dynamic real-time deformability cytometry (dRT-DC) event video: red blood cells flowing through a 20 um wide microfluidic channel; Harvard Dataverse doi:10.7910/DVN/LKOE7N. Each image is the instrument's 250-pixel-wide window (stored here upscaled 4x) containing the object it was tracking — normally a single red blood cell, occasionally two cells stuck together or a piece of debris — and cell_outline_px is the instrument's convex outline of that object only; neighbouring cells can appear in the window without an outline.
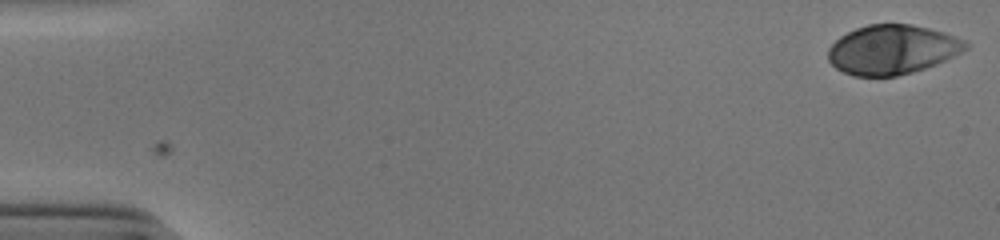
{"species": "human", "species_latin": "Homo sapiens", "temperature_condition": "cold", "stored_images_in_passage": 45, "camera_frame_rate_fps": 3000, "um_per_image_px": 0.085, "donor": {"sex": "male"}, "frame": {"image": 1, "passage_image": 1, "time_ms": 0.0, "image_size_px": [1000, 240], "cell_outline_px": [[968, 48], [936, 64], [912, 72], [896, 76], [852, 76], [836, 68], [828, 60], [828, 48], [840, 36], [856, 28], [868, 24], [912, 24], [944, 32], [964, 40], [968, 44]], "centroid_in_image_um": [75.81, 4.21], "position_along_channel_um": 9.2, "area_um2": 39.36}}
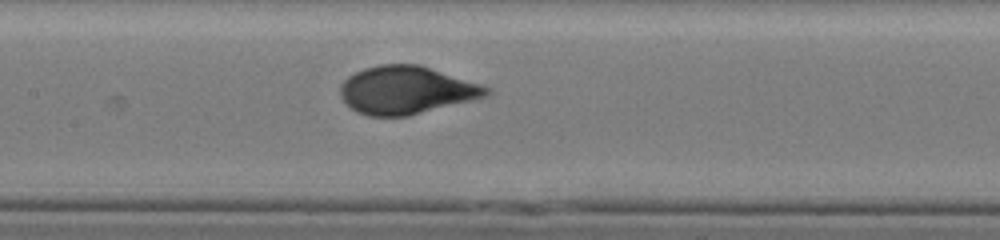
{"frame": {"image": 2, "passage_image": 26, "time_ms": 8.333, "image_size_px": [1000, 240], "cell_outline_px": [[492, 92], [488, 96], [408, 116], [368, 116], [356, 112], [340, 96], [340, 84], [348, 76], [364, 68], [380, 64], [420, 64], [492, 88]], "centroid_in_image_um": [34.54, 7.66], "position_along_channel_um": 172.9, "area_um2": 40.81}}
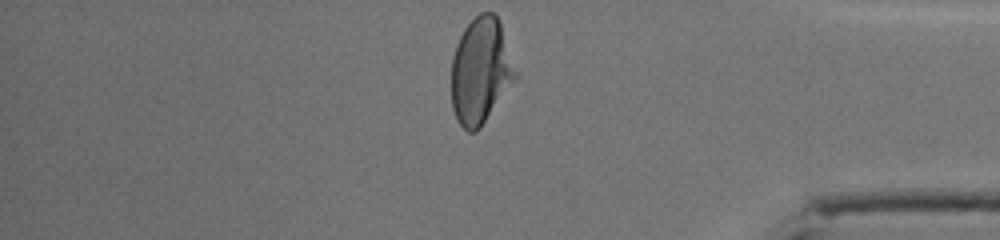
{"frame": {"image": 3, "passage_image": 45, "time_ms": 14.667, "image_size_px": [1000, 240], "cell_outline_px": [[516, 76], [480, 128], [476, 132], [468, 132], [456, 120], [452, 108], [452, 56], [456, 44], [464, 28], [480, 12], [492, 12], [500, 20], [516, 72]], "centroid_in_image_um": [40.82, 6.01], "position_along_channel_um": 394.4, "area_um2": 39.02}, "authors_computed_cell_mechanics": {"area_um2": 40.2288, "velocity_mm_per_s": 3.8677, "shape_relaxation_time_tau1_ms": 3.5434, "shape_relaxation_time_tau2_ms": null, "deformation_change_tau1": 0.1881, "deformation_change_tau2": null}}